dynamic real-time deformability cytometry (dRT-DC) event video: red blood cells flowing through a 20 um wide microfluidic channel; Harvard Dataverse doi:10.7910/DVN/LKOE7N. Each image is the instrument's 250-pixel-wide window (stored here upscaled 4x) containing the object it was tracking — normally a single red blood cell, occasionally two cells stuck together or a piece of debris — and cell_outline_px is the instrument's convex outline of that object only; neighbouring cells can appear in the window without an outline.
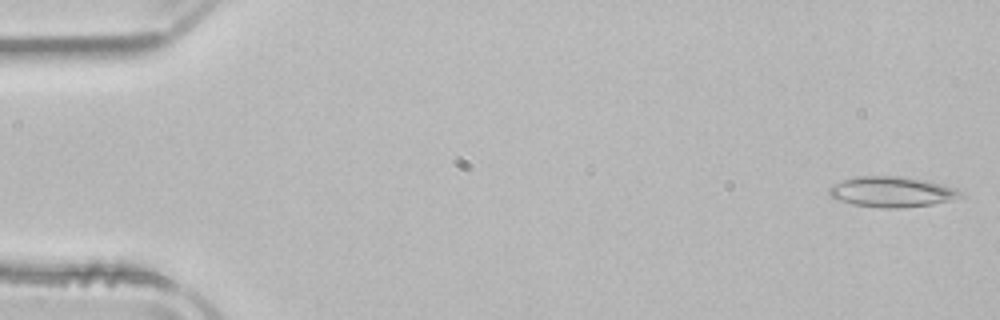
{"species": "common noctule bat (a hibernating species)", "species_latin": "Nyctalus noctula", "temperature_condition": "room temperature", "stored_images_in_passage": 50, "camera_frame_rate_fps": 3000, "um_per_image_px": 0.085, "animal": {"sex": "male", "body_mass_g": 21.5, "forearm_length_mm": 52.0}, "frame": {"image": 1, "passage_image": 1, "time_ms": 0.0, "image_size_px": [1000, 320], "cell_outline_px": [[964, 196], [932, 204], [900, 208], [884, 208], [852, 204], [840, 200], [832, 196], [828, 192], [828, 188], [832, 184], [856, 176], [900, 176], [924, 180], [956, 188], [964, 192]], "centroid_in_image_um": [75.81, 16.3], "position_along_channel_um": 9.2, "area_um2": 23.18}}
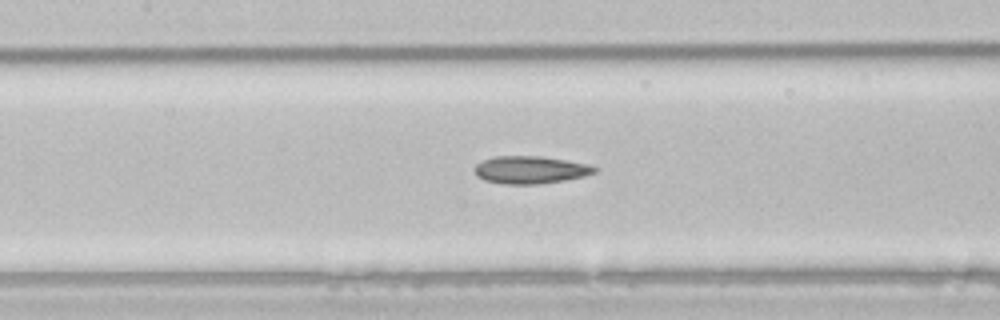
{"frame": {"image": 2, "passage_image": 23, "time_ms": 7.333, "image_size_px": [1000, 320], "cell_outline_px": [[600, 168], [596, 172], [584, 176], [564, 180], [536, 184], [500, 184], [484, 180], [476, 176], [476, 164], [480, 160], [496, 156], [540, 156], [588, 164]], "centroid_in_image_um": [45.07, 14.43], "position_along_channel_um": 162.3, "area_um2": 19.31}}
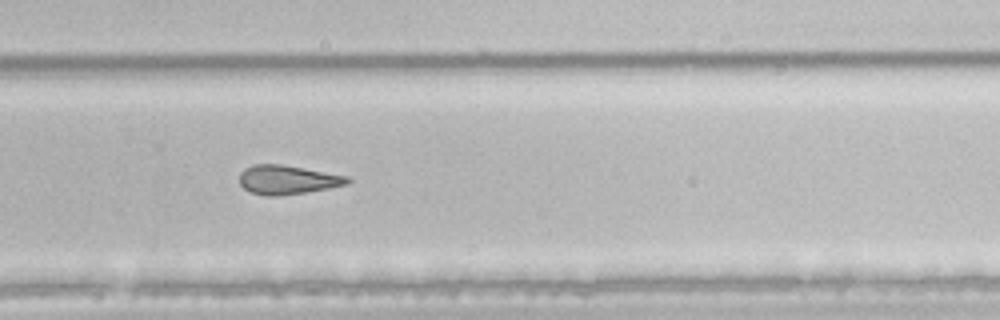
{"frame": {"image": 3, "passage_image": 34, "time_ms": 11.0, "image_size_px": [1000, 320], "cell_outline_px": [[352, 180], [348, 184], [328, 188], [304, 192], [276, 196], [268, 196], [252, 192], [244, 188], [240, 184], [240, 172], [244, 168], [252, 164], [280, 164], [348, 176]], "centroid_in_image_um": [24.42, 15.27], "position_along_channel_um": 305.4, "area_um2": 18.09}}